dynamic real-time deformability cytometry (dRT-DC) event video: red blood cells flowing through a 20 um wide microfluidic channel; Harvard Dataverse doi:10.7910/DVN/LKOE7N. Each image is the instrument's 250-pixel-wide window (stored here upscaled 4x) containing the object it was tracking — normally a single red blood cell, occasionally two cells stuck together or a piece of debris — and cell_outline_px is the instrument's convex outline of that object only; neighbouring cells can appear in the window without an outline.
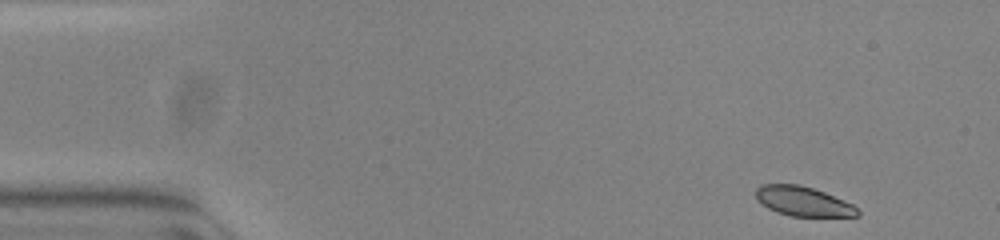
{"species": "common noctule bat (a hibernating species)", "species_latin": "Nyctalus noctula", "temperature_condition": "warm", "stored_images_in_passage": 50, "camera_frame_rate_fps": 3000, "um_per_image_px": 0.085, "animal": {"sex": "female", "body_mass_g": 23.0, "forearm_length_mm": 53.4}, "frame": {"image": 1, "passage_image": 1, "time_ms": 0.0, "image_size_px": [1000, 240], "cell_outline_px": [[860, 216], [792, 216], [776, 212], [760, 204], [756, 200], [756, 188], [760, 184], [800, 184], [824, 192], [852, 204], [860, 212]], "centroid_in_image_um": [68.22, 17.11], "position_along_channel_um": 16.8, "area_um2": 17.51}}
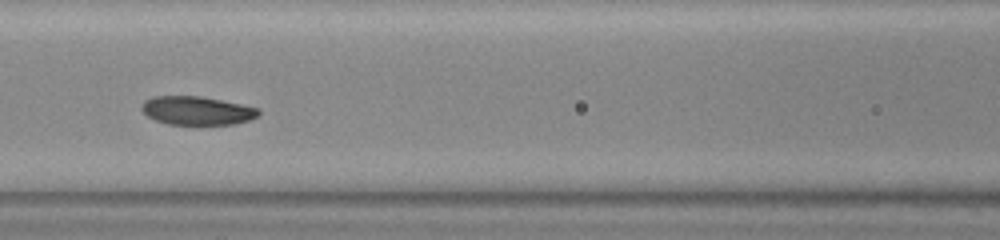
{"frame": {"image": 2, "passage_image": 20, "time_ms": 6.333, "image_size_px": [1000, 240], "cell_outline_px": [[260, 112], [256, 116], [248, 120], [236, 124], [196, 128], [168, 124], [156, 120], [148, 116], [140, 108], [140, 104], [144, 100], [152, 96], [200, 96], [260, 108]], "centroid_in_image_um": [16.72, 9.45], "position_along_channel_um": 149.9, "area_um2": 20.35}}
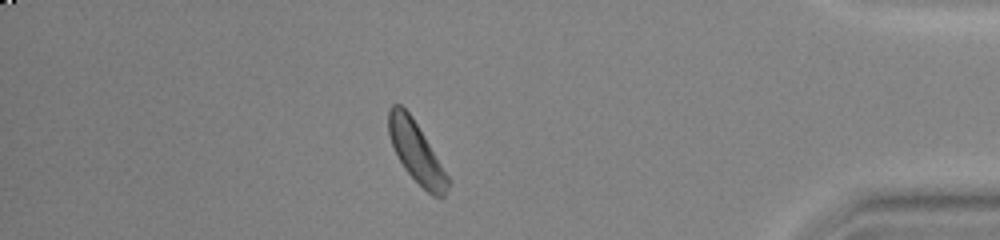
{"frame": {"image": 3, "passage_image": 43, "time_ms": 14.0, "image_size_px": [1000, 240], "cell_outline_px": [[452, 180], [444, 196], [440, 200], [432, 196], [404, 168], [392, 144], [388, 132], [388, 108], [392, 104], [400, 104], [412, 116]], "centroid_in_image_um": [35.42, 12.95], "position_along_channel_um": 399.8, "area_um2": 20.98}}